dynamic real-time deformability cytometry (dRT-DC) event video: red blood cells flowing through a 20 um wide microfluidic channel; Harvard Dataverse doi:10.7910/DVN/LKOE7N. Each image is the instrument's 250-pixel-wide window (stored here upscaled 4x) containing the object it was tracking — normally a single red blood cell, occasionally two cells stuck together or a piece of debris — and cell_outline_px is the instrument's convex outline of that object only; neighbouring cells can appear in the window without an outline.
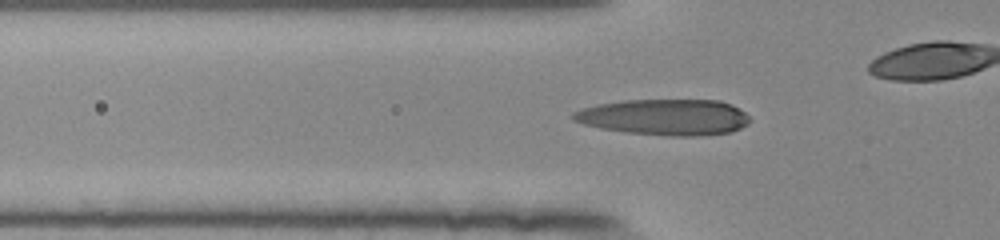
{"species": "human", "species_latin": "Homo sapiens", "temperature_condition": "room temperature", "stored_images_in_passage": 32, "camera_frame_rate_fps": 3000, "um_per_image_px": 0.085, "donor": {"sex": "female"}, "frame": {"image": 1, "passage_image": 7, "time_ms": 2.0, "image_size_px": [1000, 240], "cell_outline_px": [[752, 120], [748, 124], [732, 132], [692, 136], [672, 136], [624, 132], [600, 128], [584, 124], [572, 120], [572, 112], [580, 108], [600, 104], [624, 100], [720, 100], [732, 104], [744, 112]], "centroid_in_image_um": [56.49, 9.95], "position_along_channel_um": 69.3, "area_um2": 37.22}}
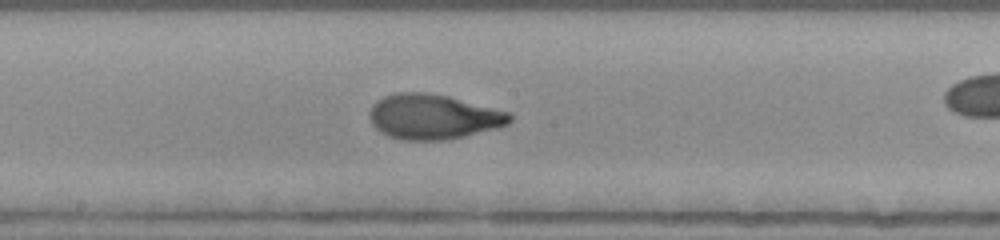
{"frame": {"image": 2, "passage_image": 18, "time_ms": 5.667, "image_size_px": [1000, 240], "cell_outline_px": [[512, 120], [508, 124], [496, 128], [464, 136], [444, 140], [404, 140], [388, 136], [380, 132], [372, 124], [368, 116], [368, 112], [372, 104], [376, 100], [384, 96], [396, 92], [428, 92], [448, 96], [508, 112], [512, 116]], "centroid_in_image_um": [36.76, 9.91], "position_along_channel_um": 211.4, "area_um2": 36.82}}
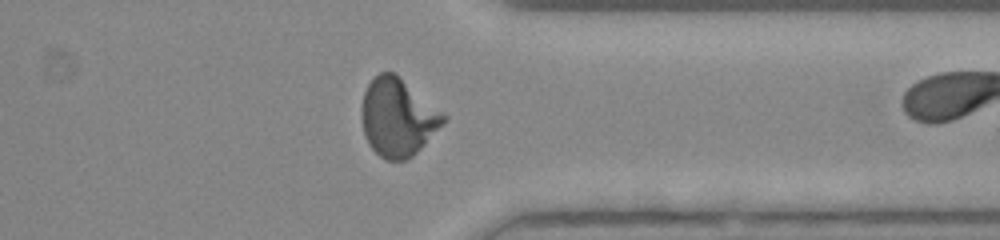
{"frame": {"image": 3, "passage_image": 31, "time_ms": 10.0, "image_size_px": [1000, 240], "cell_outline_px": [[448, 120], [408, 160], [384, 160], [368, 144], [364, 136], [360, 116], [360, 112], [364, 92], [368, 84], [380, 72], [392, 72], [448, 116]], "centroid_in_image_um": [33.79, 10.01], "position_along_channel_um": 377.6, "area_um2": 36.93}}